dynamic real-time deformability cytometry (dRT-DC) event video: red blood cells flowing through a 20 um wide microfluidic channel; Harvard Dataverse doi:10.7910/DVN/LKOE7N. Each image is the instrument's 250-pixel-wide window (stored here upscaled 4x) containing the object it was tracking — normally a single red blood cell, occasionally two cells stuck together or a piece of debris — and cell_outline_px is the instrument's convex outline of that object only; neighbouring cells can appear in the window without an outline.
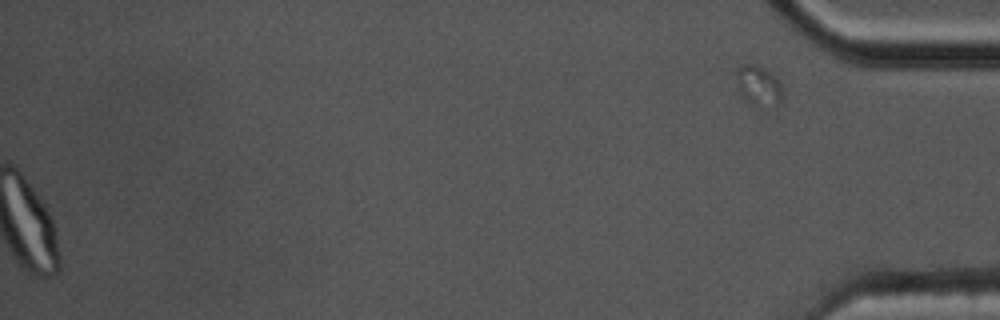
{"species": "common noctule bat (a hibernating species)", "species_latin": "Nyctalus noctula", "temperature_condition": "cold", "stored_images_in_passage": 57, "segment_of_instrument_passage": [2, 2], "camera_frame_rate_fps": 3000, "um_per_image_px": 0.085, "animal": {"sex": "male", "body_mass_g": 17.5, "forearm_length_mm": 52.3}, "frame": {"image": 1, "passage_image": 57, "time_ms": 18.667, "image_size_px": [1000, 320], "cell_outline_px": [[784, 96], [776, 104], [748, 104], [744, 100], [740, 92], [736, 76], [736, 68], [748, 64], [756, 64], [768, 72], [780, 84]], "centroid_in_image_um": [64.44, 7.27], "position_along_channel_um": 370.8, "area_um2": 10.29}}